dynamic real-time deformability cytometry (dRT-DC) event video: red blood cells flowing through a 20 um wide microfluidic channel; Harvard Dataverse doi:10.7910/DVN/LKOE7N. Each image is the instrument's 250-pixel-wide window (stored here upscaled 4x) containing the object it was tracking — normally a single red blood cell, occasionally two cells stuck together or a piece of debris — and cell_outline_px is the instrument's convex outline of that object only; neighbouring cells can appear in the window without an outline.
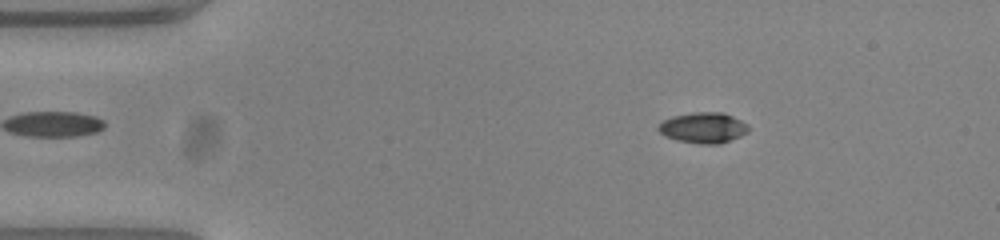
{"species": "common noctule bat (a hibernating species)", "species_latin": "Nyctalus noctula", "temperature_condition": "warm", "stored_images_in_passage": 53, "camera_frame_rate_fps": 3000, "um_per_image_px": 0.085, "animal": {"sex": "female", "body_mass_g": 23.0, "forearm_length_mm": 53.4}, "frame": {"image": 1, "passage_image": 8, "time_ms": 2.333, "image_size_px": [1000, 240], "cell_outline_px": [[748, 132], [740, 136], [720, 144], [700, 144], [676, 140], [664, 136], [656, 128], [664, 120], [672, 116], [692, 112], [724, 112], [748, 124]], "centroid_in_image_um": [59.77, 10.86], "position_along_channel_um": 25.2, "area_um2": 16.18}}
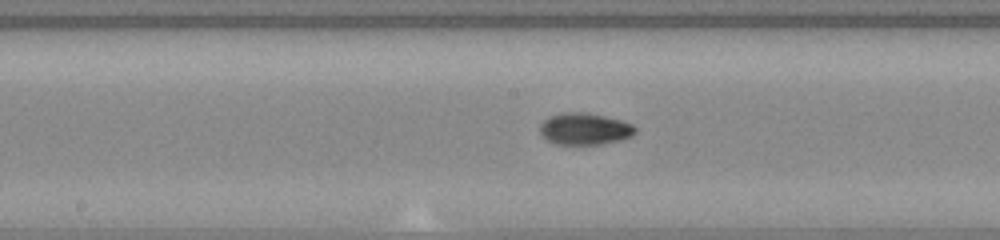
{"frame": {"image": 2, "passage_image": 27, "time_ms": 8.667, "image_size_px": [1000, 240], "cell_outline_px": [[636, 132], [632, 136], [620, 140], [600, 144], [556, 144], [548, 140], [540, 132], [540, 124], [548, 116], [560, 112], [588, 112], [620, 120], [632, 124], [636, 128]], "centroid_in_image_um": [49.69, 10.94], "position_along_channel_um": 198.5, "area_um2": 17.69}}
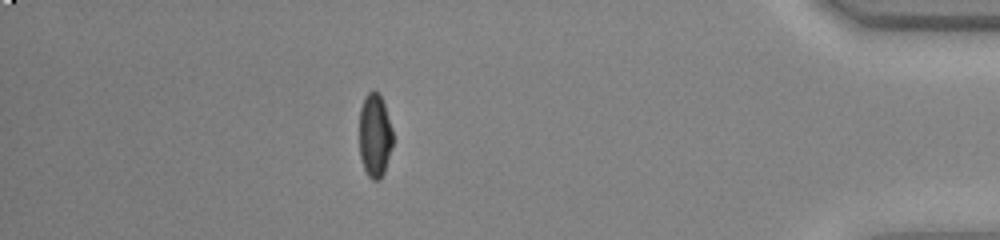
{"frame": {"image": 3, "passage_image": 47, "time_ms": 15.333, "image_size_px": [1000, 240], "cell_outline_px": [[392, 144], [384, 172], [380, 180], [372, 180], [368, 176], [364, 168], [360, 156], [360, 108], [364, 96], [372, 88], [380, 96], [384, 104], [392, 128]], "centroid_in_image_um": [31.85, 11.5], "position_along_channel_um": 403.4, "area_um2": 16.24}, "authors_computed_cell_mechanics": {"area_um2": 16.762, "velocity_mm_per_s": 3.7986, "shape_relaxation_time_tau1_ms": 3.864, "shape_relaxation_time_tau2_ms": 4.5667, "deformation_change_tau1": 0.1913, "deformation_change_tau2": 0.0551}}